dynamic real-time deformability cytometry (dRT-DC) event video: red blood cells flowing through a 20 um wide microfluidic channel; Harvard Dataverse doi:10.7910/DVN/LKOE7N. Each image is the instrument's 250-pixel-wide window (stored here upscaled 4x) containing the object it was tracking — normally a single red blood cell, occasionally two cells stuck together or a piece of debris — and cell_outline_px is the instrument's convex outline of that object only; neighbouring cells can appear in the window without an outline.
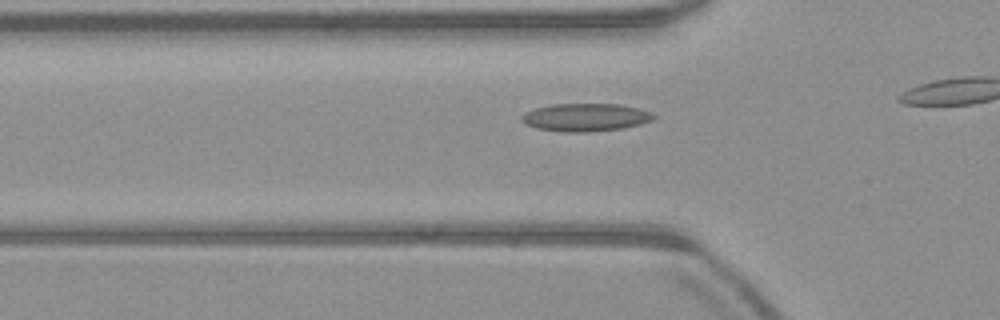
{"species": "common noctule bat (a hibernating species)", "species_latin": "Nyctalus noctula", "temperature_condition": "warm", "stored_images_in_passage": 8, "camera_frame_rate_fps": 3000, "um_per_image_px": 0.085, "animal": {"sex": "male", "body_mass_g": 23.1, "forearm_length_mm": 52.7}, "frame": {"image": 1, "passage_image": 3, "time_ms": 0.667, "image_size_px": [1000, 320], "cell_outline_px": [[656, 116], [652, 120], [640, 124], [620, 128], [588, 132], [568, 132], [536, 128], [524, 124], [520, 120], [520, 116], [524, 112], [536, 108], [552, 104], [620, 104], [640, 108], [652, 112]], "centroid_in_image_um": [49.75, 9.96], "position_along_channel_um": 76.1, "area_um2": 21.5}}
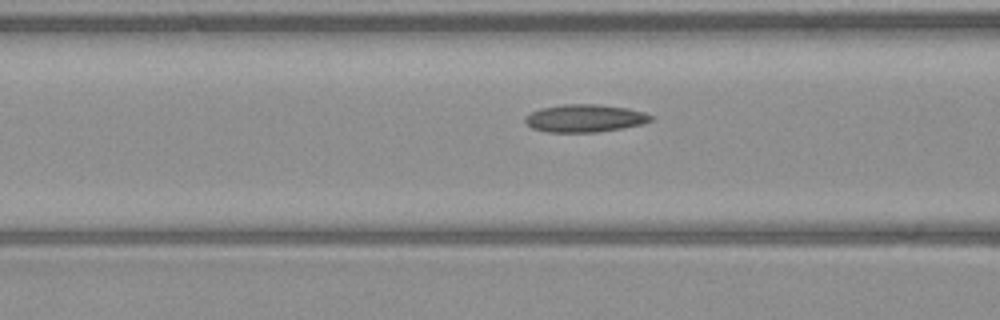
{"frame": {"image": 2, "passage_image": 6, "time_ms": 1.667, "image_size_px": [1000, 320], "cell_outline_px": [[652, 120], [644, 124], [596, 132], [548, 132], [532, 128], [524, 120], [524, 116], [540, 108], [564, 104], [596, 104], [628, 108], [644, 112], [652, 116]], "centroid_in_image_um": [49.7, 10.05], "position_along_channel_um": 116.9, "area_um2": 20.23}}